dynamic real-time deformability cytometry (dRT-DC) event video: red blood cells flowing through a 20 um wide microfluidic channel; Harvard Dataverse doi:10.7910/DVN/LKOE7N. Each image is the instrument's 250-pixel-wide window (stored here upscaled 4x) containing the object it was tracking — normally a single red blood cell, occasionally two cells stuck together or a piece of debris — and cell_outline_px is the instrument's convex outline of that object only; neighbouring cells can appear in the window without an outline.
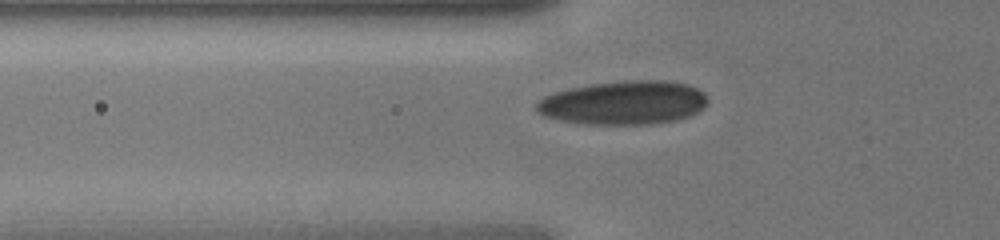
{"species": "human", "species_latin": "Homo sapiens", "temperature_condition": "cold", "stored_images_in_passage": 30, "camera_frame_rate_fps": 3000, "um_per_image_px": 0.085, "donor": {"sex": "male"}, "frame": {"image": 1, "passage_image": 4, "time_ms": 1.0, "image_size_px": [1000, 240], "cell_outline_px": [[708, 104], [704, 108], [688, 116], [676, 120], [652, 124], [580, 124], [540, 116], [532, 108], [532, 104], [536, 100], [544, 96], [568, 88], [592, 84], [632, 80], [668, 80], [688, 84], [704, 92], [708, 96]], "centroid_in_image_um": [52.96, 8.74], "position_along_channel_um": 72.8, "area_um2": 44.33}}
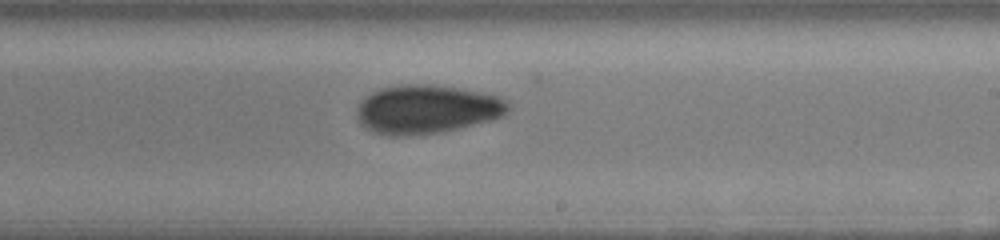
{"frame": {"image": 2, "passage_image": 15, "time_ms": 4.667, "image_size_px": [1000, 240], "cell_outline_px": [[512, 108], [504, 116], [492, 120], [460, 128], [440, 132], [408, 136], [388, 136], [372, 132], [364, 128], [360, 124], [356, 112], [360, 104], [372, 92], [380, 88], [404, 84], [432, 84], [460, 88], [500, 96], [508, 100]], "centroid_in_image_um": [36.32, 9.3], "position_along_channel_um": 252.7, "area_um2": 43.47}}
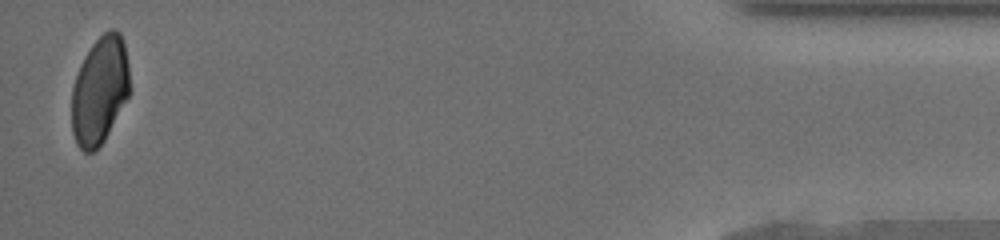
{"frame": {"image": 3, "passage_image": 30, "time_ms": 9.667, "image_size_px": [1000, 240], "cell_outline_px": [[128, 96], [104, 140], [92, 152], [84, 152], [76, 144], [72, 132], [72, 88], [80, 64], [84, 56], [92, 44], [104, 32], [112, 28], [120, 32], [124, 44], [128, 64]], "centroid_in_image_um": [8.45, 7.67], "position_along_channel_um": 426.7, "area_um2": 36.01}}